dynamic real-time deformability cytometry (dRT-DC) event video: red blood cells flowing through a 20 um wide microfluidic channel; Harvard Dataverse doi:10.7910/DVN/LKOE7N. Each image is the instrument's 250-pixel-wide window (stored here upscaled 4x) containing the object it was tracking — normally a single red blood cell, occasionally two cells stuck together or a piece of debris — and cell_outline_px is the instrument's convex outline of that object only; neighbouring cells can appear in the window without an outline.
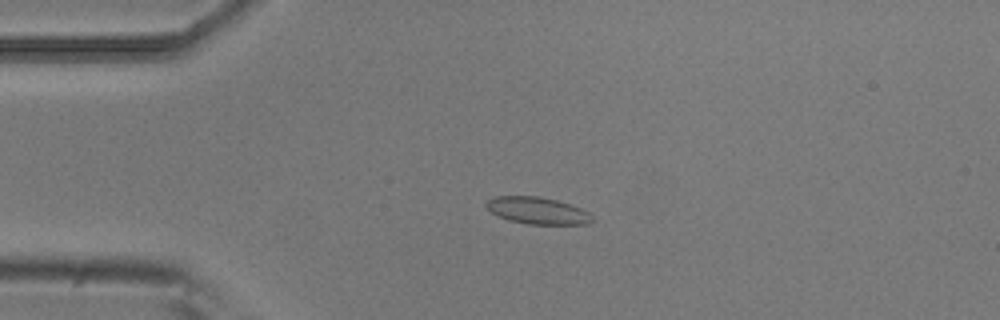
{"species": "common noctule bat (a hibernating species)", "species_latin": "Nyctalus noctula", "temperature_condition": "room temperature", "stored_images_in_passage": 7, "camera_frame_rate_fps": 3000, "um_per_image_px": 0.085, "animal": {"sex": "male", "body_mass_g": 20.5, "forearm_length_mm": 52.5}, "frame": {"image": 1, "passage_image": 4, "time_ms": 1.0, "image_size_px": [1000, 320], "cell_outline_px": [[592, 220], [588, 224], [528, 224], [508, 220], [496, 216], [484, 204], [492, 196], [540, 196], [556, 200], [580, 208], [588, 212], [592, 216]], "centroid_in_image_um": [45.64, 17.9], "position_along_channel_um": 39.4, "area_um2": 16.59}}
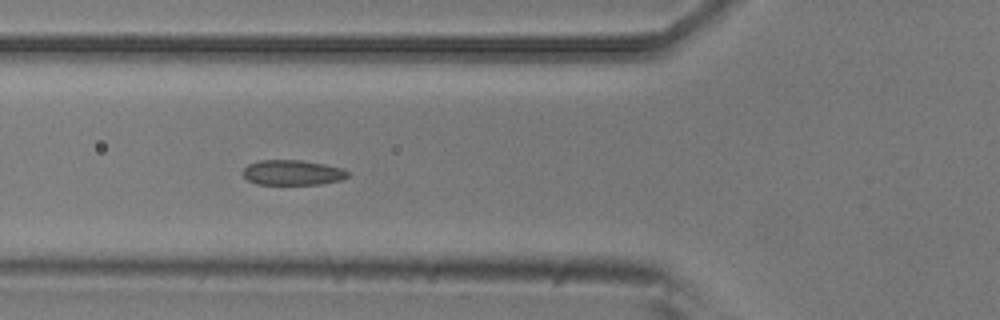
{"frame": {"image": 2, "passage_image": 6, "time_ms": 1.667, "image_size_px": [1000, 320], "cell_outline_px": [[348, 176], [340, 180], [320, 184], [256, 184], [248, 180], [244, 176], [244, 168], [248, 164], [260, 160], [300, 160], [324, 164], [340, 168], [348, 172]], "centroid_in_image_um": [24.84, 14.67], "position_along_channel_um": 101.0, "area_um2": 15.14}}
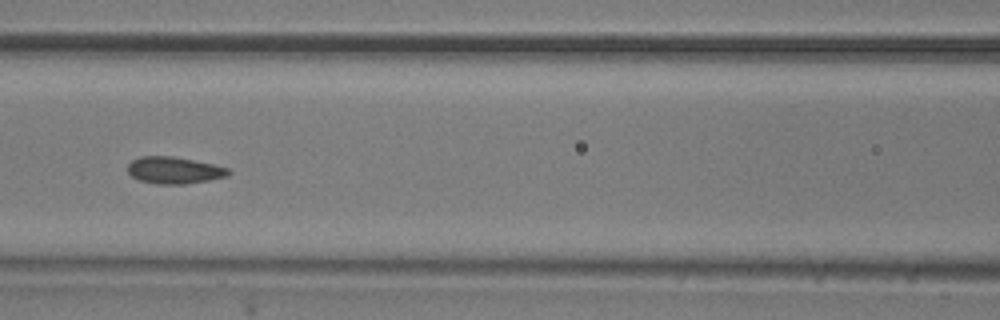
{"frame": {"image": 3, "passage_image": 7, "time_ms": 2.0, "image_size_px": [1000, 320], "cell_outline_px": [[232, 172], [228, 176], [208, 180], [184, 184], [156, 184], [140, 180], [132, 176], [128, 172], [128, 164], [132, 160], [140, 156], [172, 156], [212, 164], [228, 168]], "centroid_in_image_um": [14.8, 14.47], "position_along_channel_um": 151.8, "area_um2": 15.66}}